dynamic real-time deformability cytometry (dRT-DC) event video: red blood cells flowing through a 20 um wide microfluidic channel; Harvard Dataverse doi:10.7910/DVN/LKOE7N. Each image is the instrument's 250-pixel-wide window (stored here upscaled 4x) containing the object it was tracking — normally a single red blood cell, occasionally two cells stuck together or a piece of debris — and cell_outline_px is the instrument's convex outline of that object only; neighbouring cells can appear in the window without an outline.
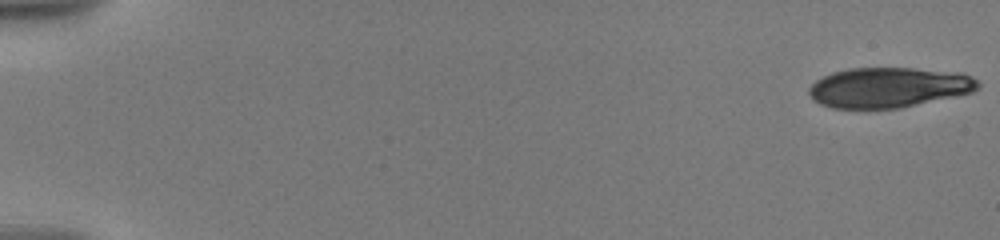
{"species": "human", "species_latin": "Homo sapiens", "temperature_condition": "warm", "stored_images_in_passage": 35, "camera_frame_rate_fps": 3000, "um_per_image_px": 0.085, "donor": {"sex": "male"}, "frame": {"image": 1, "passage_image": 1, "time_ms": 0.0, "image_size_px": [1000, 240], "cell_outline_px": [[980, 84], [976, 88], [968, 92], [896, 108], [832, 108], [820, 104], [808, 92], [808, 88], [816, 80], [832, 72], [848, 68], [912, 68], [960, 72], [976, 80]], "centroid_in_image_um": [75.46, 7.41], "position_along_channel_um": 9.5, "area_um2": 38.73}}
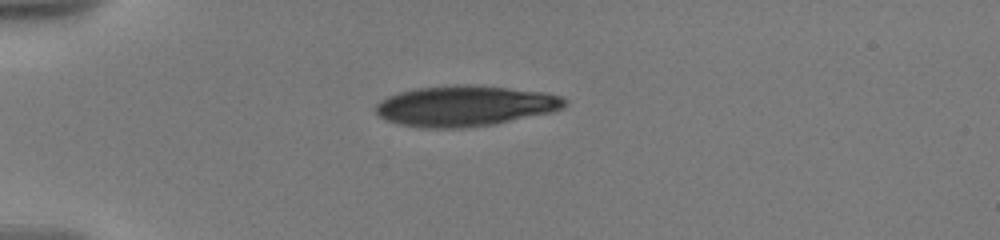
{"frame": {"image": 2, "passage_image": 25, "time_ms": 5.0, "image_size_px": [1000, 240], "cell_outline_px": [[568, 104], [564, 108], [552, 112], [492, 124], [460, 128], [428, 128], [400, 124], [388, 120], [380, 116], [376, 112], [376, 104], [380, 100], [388, 96], [400, 92], [416, 88], [464, 84], [472, 84], [544, 92], [560, 96], [568, 100]], "centroid_in_image_um": [39.56, 8.99], "position_along_channel_um": 45.4, "area_um2": 44.51}}
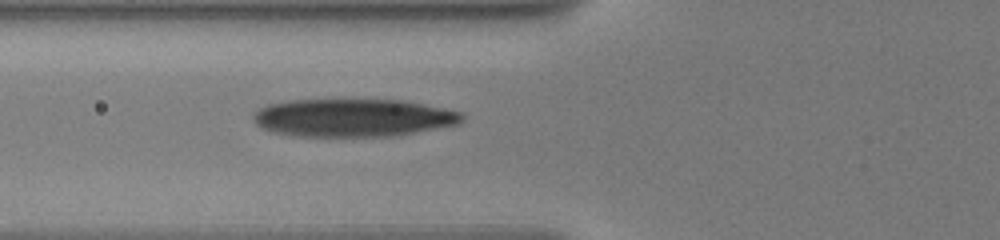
{"frame": {"image": 3, "passage_image": 35, "time_ms": 7.333, "image_size_px": [1000, 240], "cell_outline_px": [[464, 120], [456, 124], [392, 136], [300, 136], [272, 132], [260, 128], [256, 124], [252, 116], [252, 112], [268, 104], [292, 100], [404, 100], [464, 112]], "centroid_in_image_um": [29.98, 10.0], "position_along_channel_um": 95.8, "area_um2": 46.01}}